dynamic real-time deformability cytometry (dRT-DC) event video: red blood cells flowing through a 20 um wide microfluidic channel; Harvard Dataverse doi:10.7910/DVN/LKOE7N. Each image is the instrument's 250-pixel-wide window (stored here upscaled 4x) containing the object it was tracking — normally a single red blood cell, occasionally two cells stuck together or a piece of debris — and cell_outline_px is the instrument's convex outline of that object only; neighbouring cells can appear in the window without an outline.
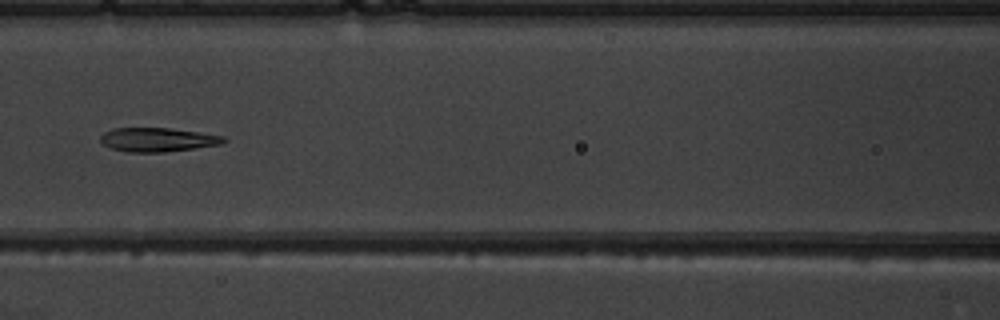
{"species": "common noctule bat (a hibernating species)", "species_latin": "Nyctalus noctula", "temperature_condition": "warm", "stored_images_in_passage": 8, "camera_frame_rate_fps": 3000, "um_per_image_px": 0.085, "animal": {"sex": "male", "body_mass_g": 19.5, "forearm_length_mm": 54.6}, "frame": {"image": 1, "passage_image": 7, "time_ms": 7.667, "image_size_px": [1000, 320], "cell_outline_px": [[228, 140], [220, 144], [164, 152], [128, 152], [112, 148], [104, 144], [100, 140], [100, 136], [104, 132], [112, 128], [168, 128], [200, 132], [224, 136]], "centroid_in_image_um": [13.39, 11.86], "position_along_channel_um": 153.2, "area_um2": 17.05}}
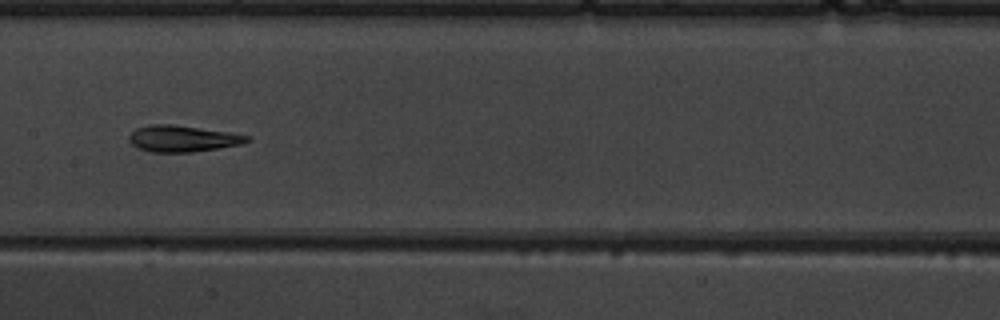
{"frame": {"image": 2, "passage_image": 8, "time_ms": 8.667, "image_size_px": [1000, 320], "cell_outline_px": [[252, 140], [240, 144], [192, 152], [152, 152], [136, 148], [128, 140], [128, 136], [136, 128], [148, 124], [172, 124], [228, 132], [248, 136]], "centroid_in_image_um": [15.45, 11.78], "position_along_channel_um": 191.9, "area_um2": 18.03}}